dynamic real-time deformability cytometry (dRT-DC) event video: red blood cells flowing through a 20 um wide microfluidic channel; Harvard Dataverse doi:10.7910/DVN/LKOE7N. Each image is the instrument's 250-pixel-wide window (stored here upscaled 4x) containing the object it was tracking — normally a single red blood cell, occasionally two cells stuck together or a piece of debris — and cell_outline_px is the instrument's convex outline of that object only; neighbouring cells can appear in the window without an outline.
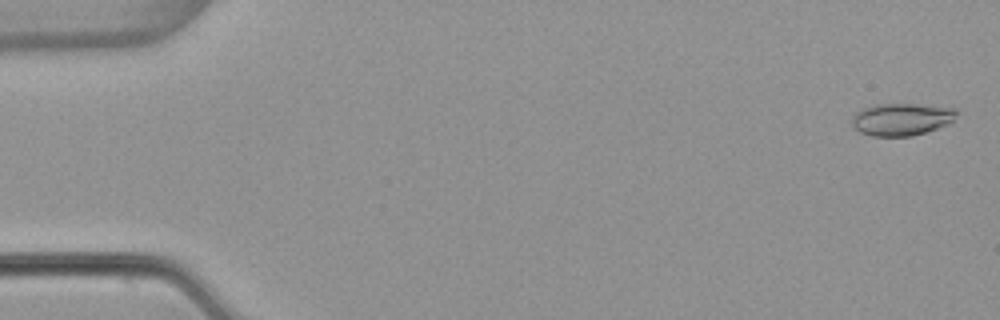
{"species": "common noctule bat (a hibernating species)", "species_latin": "Nyctalus noctula", "temperature_condition": "warm", "stored_images_in_passage": 53, "camera_frame_rate_fps": 3000, "um_per_image_px": 0.085, "animal": {"sex": "female", "body_mass_g": 22.7, "forearm_length_mm": 54.2}, "frame": {"image": 1, "passage_image": 2, "time_ms": 0.333, "image_size_px": [1000, 320], "cell_outline_px": [[960, 112], [948, 124], [912, 136], [872, 136], [860, 132], [852, 128], [852, 116], [856, 112], [864, 108], [876, 104], [916, 104], [956, 108]], "centroid_in_image_um": [76.62, 10.13], "position_along_channel_um": 8.4, "area_um2": 19.77}}
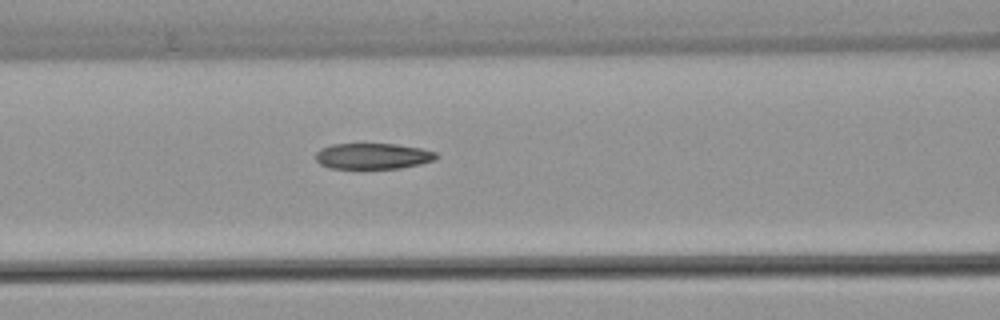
{"frame": {"image": 2, "passage_image": 23, "time_ms": 7.333, "image_size_px": [1000, 320], "cell_outline_px": [[440, 156], [432, 160], [420, 164], [400, 168], [328, 168], [320, 164], [316, 160], [316, 152], [320, 148], [332, 144], [396, 144], [420, 148], [436, 152]], "centroid_in_image_um": [31.68, 13.26], "position_along_channel_um": 134.9, "area_um2": 18.15}}
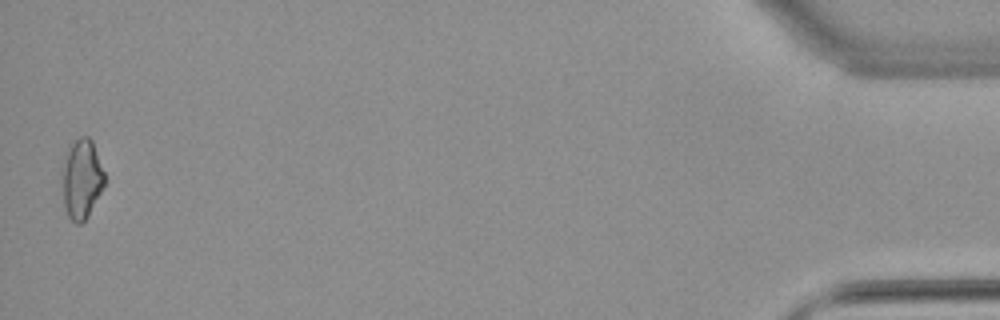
{"frame": {"image": 3, "passage_image": 53, "time_ms": 17.333, "image_size_px": [1000, 320], "cell_outline_px": [[104, 184], [88, 216], [80, 224], [76, 224], [68, 216], [64, 208], [60, 172], [64, 152], [68, 144], [80, 136], [88, 136], [92, 140], [104, 172]], "centroid_in_image_um": [6.87, 15.16], "position_along_channel_um": 428.3, "area_um2": 20.17}, "authors_computed_cell_mechanics": {"area_um2": 19.1318, "velocity_mm_per_s": 3.8817, "shape_relaxation_time_tau1_ms": null, "shape_relaxation_time_tau2_ms": 3.3678, "deformation_change_tau1": null, "deformation_change_tau2": 0.1139}}